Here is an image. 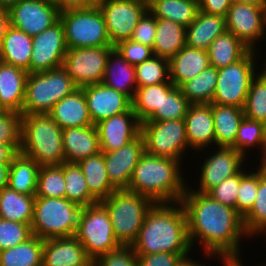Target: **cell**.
Here are the masks:
<instances>
[{"label":"cell","instance_id":"obj_1","mask_svg":"<svg viewBox=\"0 0 266 266\" xmlns=\"http://www.w3.org/2000/svg\"><path fill=\"white\" fill-rule=\"evenodd\" d=\"M187 186L181 203L187 217L191 247L198 241L208 257L217 256L223 264L239 260V243L248 236L242 216L235 208L221 204L208 193L197 192Z\"/></svg>","mask_w":266,"mask_h":266},{"label":"cell","instance_id":"obj_2","mask_svg":"<svg viewBox=\"0 0 266 266\" xmlns=\"http://www.w3.org/2000/svg\"><path fill=\"white\" fill-rule=\"evenodd\" d=\"M136 255L156 253L189 254L187 217L181 202L155 203L148 211L136 241Z\"/></svg>","mask_w":266,"mask_h":266},{"label":"cell","instance_id":"obj_3","mask_svg":"<svg viewBox=\"0 0 266 266\" xmlns=\"http://www.w3.org/2000/svg\"><path fill=\"white\" fill-rule=\"evenodd\" d=\"M181 164L178 160L144 153L127 190L147 196L155 203L181 202L187 187Z\"/></svg>","mask_w":266,"mask_h":266},{"label":"cell","instance_id":"obj_4","mask_svg":"<svg viewBox=\"0 0 266 266\" xmlns=\"http://www.w3.org/2000/svg\"><path fill=\"white\" fill-rule=\"evenodd\" d=\"M20 152L40 166L62 165L66 162L62 129L48 114H22Z\"/></svg>","mask_w":266,"mask_h":266},{"label":"cell","instance_id":"obj_5","mask_svg":"<svg viewBox=\"0 0 266 266\" xmlns=\"http://www.w3.org/2000/svg\"><path fill=\"white\" fill-rule=\"evenodd\" d=\"M100 202L106 207L115 238L122 246L136 241L146 214L155 204L149 197L127 189L116 190Z\"/></svg>","mask_w":266,"mask_h":266},{"label":"cell","instance_id":"obj_6","mask_svg":"<svg viewBox=\"0 0 266 266\" xmlns=\"http://www.w3.org/2000/svg\"><path fill=\"white\" fill-rule=\"evenodd\" d=\"M81 210L67 198L35 197L32 234L44 240L74 236Z\"/></svg>","mask_w":266,"mask_h":266},{"label":"cell","instance_id":"obj_7","mask_svg":"<svg viewBox=\"0 0 266 266\" xmlns=\"http://www.w3.org/2000/svg\"><path fill=\"white\" fill-rule=\"evenodd\" d=\"M78 88L63 67L30 73L22 114H48L56 103Z\"/></svg>","mask_w":266,"mask_h":266},{"label":"cell","instance_id":"obj_8","mask_svg":"<svg viewBox=\"0 0 266 266\" xmlns=\"http://www.w3.org/2000/svg\"><path fill=\"white\" fill-rule=\"evenodd\" d=\"M74 236L92 261L122 246L115 238L108 211L100 201L82 208Z\"/></svg>","mask_w":266,"mask_h":266},{"label":"cell","instance_id":"obj_9","mask_svg":"<svg viewBox=\"0 0 266 266\" xmlns=\"http://www.w3.org/2000/svg\"><path fill=\"white\" fill-rule=\"evenodd\" d=\"M59 19L68 49L113 46L99 7L63 11Z\"/></svg>","mask_w":266,"mask_h":266},{"label":"cell","instance_id":"obj_10","mask_svg":"<svg viewBox=\"0 0 266 266\" xmlns=\"http://www.w3.org/2000/svg\"><path fill=\"white\" fill-rule=\"evenodd\" d=\"M256 53L250 49L240 60L218 69L212 103L244 108L251 81L257 75Z\"/></svg>","mask_w":266,"mask_h":266},{"label":"cell","instance_id":"obj_11","mask_svg":"<svg viewBox=\"0 0 266 266\" xmlns=\"http://www.w3.org/2000/svg\"><path fill=\"white\" fill-rule=\"evenodd\" d=\"M145 153L182 162L189 150L184 119L140 123ZM186 150V151H185Z\"/></svg>","mask_w":266,"mask_h":266},{"label":"cell","instance_id":"obj_12","mask_svg":"<svg viewBox=\"0 0 266 266\" xmlns=\"http://www.w3.org/2000/svg\"><path fill=\"white\" fill-rule=\"evenodd\" d=\"M114 46L67 49L63 68L79 87L101 83L106 61Z\"/></svg>","mask_w":266,"mask_h":266},{"label":"cell","instance_id":"obj_13","mask_svg":"<svg viewBox=\"0 0 266 266\" xmlns=\"http://www.w3.org/2000/svg\"><path fill=\"white\" fill-rule=\"evenodd\" d=\"M99 8L113 46L129 40L139 20L148 11L142 0H103Z\"/></svg>","mask_w":266,"mask_h":266},{"label":"cell","instance_id":"obj_14","mask_svg":"<svg viewBox=\"0 0 266 266\" xmlns=\"http://www.w3.org/2000/svg\"><path fill=\"white\" fill-rule=\"evenodd\" d=\"M226 29L255 50L266 36V5L232 3L225 16ZM257 43V44H256Z\"/></svg>","mask_w":266,"mask_h":266},{"label":"cell","instance_id":"obj_15","mask_svg":"<svg viewBox=\"0 0 266 266\" xmlns=\"http://www.w3.org/2000/svg\"><path fill=\"white\" fill-rule=\"evenodd\" d=\"M67 49L64 27L59 19L51 27L32 37L30 73L62 67Z\"/></svg>","mask_w":266,"mask_h":266},{"label":"cell","instance_id":"obj_16","mask_svg":"<svg viewBox=\"0 0 266 266\" xmlns=\"http://www.w3.org/2000/svg\"><path fill=\"white\" fill-rule=\"evenodd\" d=\"M8 10L10 26L31 37L55 24L60 15L52 0H20Z\"/></svg>","mask_w":266,"mask_h":266},{"label":"cell","instance_id":"obj_17","mask_svg":"<svg viewBox=\"0 0 266 266\" xmlns=\"http://www.w3.org/2000/svg\"><path fill=\"white\" fill-rule=\"evenodd\" d=\"M215 147V153L204 159L197 192L208 193L223 180L240 173L247 159L232 147Z\"/></svg>","mask_w":266,"mask_h":266},{"label":"cell","instance_id":"obj_18","mask_svg":"<svg viewBox=\"0 0 266 266\" xmlns=\"http://www.w3.org/2000/svg\"><path fill=\"white\" fill-rule=\"evenodd\" d=\"M144 153L141 134L117 150L103 152L109 181L116 190L128 189L133 171Z\"/></svg>","mask_w":266,"mask_h":266},{"label":"cell","instance_id":"obj_19","mask_svg":"<svg viewBox=\"0 0 266 266\" xmlns=\"http://www.w3.org/2000/svg\"><path fill=\"white\" fill-rule=\"evenodd\" d=\"M81 88L94 125L116 114L127 112L132 107L131 100L125 94L102 82Z\"/></svg>","mask_w":266,"mask_h":266},{"label":"cell","instance_id":"obj_20","mask_svg":"<svg viewBox=\"0 0 266 266\" xmlns=\"http://www.w3.org/2000/svg\"><path fill=\"white\" fill-rule=\"evenodd\" d=\"M95 126L102 152L117 150L140 134V122L132 107L127 112L104 119Z\"/></svg>","mask_w":266,"mask_h":266},{"label":"cell","instance_id":"obj_21","mask_svg":"<svg viewBox=\"0 0 266 266\" xmlns=\"http://www.w3.org/2000/svg\"><path fill=\"white\" fill-rule=\"evenodd\" d=\"M42 266H93L75 236L44 240Z\"/></svg>","mask_w":266,"mask_h":266},{"label":"cell","instance_id":"obj_22","mask_svg":"<svg viewBox=\"0 0 266 266\" xmlns=\"http://www.w3.org/2000/svg\"><path fill=\"white\" fill-rule=\"evenodd\" d=\"M189 149L203 151L215 145V128L210 104H191L184 118Z\"/></svg>","mask_w":266,"mask_h":266},{"label":"cell","instance_id":"obj_23","mask_svg":"<svg viewBox=\"0 0 266 266\" xmlns=\"http://www.w3.org/2000/svg\"><path fill=\"white\" fill-rule=\"evenodd\" d=\"M28 71L0 61V108L22 114Z\"/></svg>","mask_w":266,"mask_h":266},{"label":"cell","instance_id":"obj_24","mask_svg":"<svg viewBox=\"0 0 266 266\" xmlns=\"http://www.w3.org/2000/svg\"><path fill=\"white\" fill-rule=\"evenodd\" d=\"M62 142L65 161L69 163H78L101 151L95 125L62 129Z\"/></svg>","mask_w":266,"mask_h":266},{"label":"cell","instance_id":"obj_25","mask_svg":"<svg viewBox=\"0 0 266 266\" xmlns=\"http://www.w3.org/2000/svg\"><path fill=\"white\" fill-rule=\"evenodd\" d=\"M48 115L61 129L94 125L82 88L62 98L52 107Z\"/></svg>","mask_w":266,"mask_h":266},{"label":"cell","instance_id":"obj_26","mask_svg":"<svg viewBox=\"0 0 266 266\" xmlns=\"http://www.w3.org/2000/svg\"><path fill=\"white\" fill-rule=\"evenodd\" d=\"M210 66L207 50L185 45L169 60L170 81L179 87Z\"/></svg>","mask_w":266,"mask_h":266},{"label":"cell","instance_id":"obj_27","mask_svg":"<svg viewBox=\"0 0 266 266\" xmlns=\"http://www.w3.org/2000/svg\"><path fill=\"white\" fill-rule=\"evenodd\" d=\"M135 75V66L129 64L114 47L108 55L102 83L132 101L137 88Z\"/></svg>","mask_w":266,"mask_h":266},{"label":"cell","instance_id":"obj_28","mask_svg":"<svg viewBox=\"0 0 266 266\" xmlns=\"http://www.w3.org/2000/svg\"><path fill=\"white\" fill-rule=\"evenodd\" d=\"M226 30L225 17L199 10L195 20L186 27V45L208 50L212 41Z\"/></svg>","mask_w":266,"mask_h":266},{"label":"cell","instance_id":"obj_29","mask_svg":"<svg viewBox=\"0 0 266 266\" xmlns=\"http://www.w3.org/2000/svg\"><path fill=\"white\" fill-rule=\"evenodd\" d=\"M32 37L9 27L0 45V61L20 67L30 74Z\"/></svg>","mask_w":266,"mask_h":266},{"label":"cell","instance_id":"obj_30","mask_svg":"<svg viewBox=\"0 0 266 266\" xmlns=\"http://www.w3.org/2000/svg\"><path fill=\"white\" fill-rule=\"evenodd\" d=\"M214 128L215 146L232 147L244 115L243 108L210 103Z\"/></svg>","mask_w":266,"mask_h":266},{"label":"cell","instance_id":"obj_31","mask_svg":"<svg viewBox=\"0 0 266 266\" xmlns=\"http://www.w3.org/2000/svg\"><path fill=\"white\" fill-rule=\"evenodd\" d=\"M39 170L33 158L19 152L10 164L7 186L18 193L36 195Z\"/></svg>","mask_w":266,"mask_h":266},{"label":"cell","instance_id":"obj_32","mask_svg":"<svg viewBox=\"0 0 266 266\" xmlns=\"http://www.w3.org/2000/svg\"><path fill=\"white\" fill-rule=\"evenodd\" d=\"M186 45V27L174 21L157 18L153 53L170 60Z\"/></svg>","mask_w":266,"mask_h":266},{"label":"cell","instance_id":"obj_33","mask_svg":"<svg viewBox=\"0 0 266 266\" xmlns=\"http://www.w3.org/2000/svg\"><path fill=\"white\" fill-rule=\"evenodd\" d=\"M78 165L86 179L89 192L98 201L108 198L116 191L109 181L102 151L80 160Z\"/></svg>","mask_w":266,"mask_h":266},{"label":"cell","instance_id":"obj_34","mask_svg":"<svg viewBox=\"0 0 266 266\" xmlns=\"http://www.w3.org/2000/svg\"><path fill=\"white\" fill-rule=\"evenodd\" d=\"M250 48L234 33L225 31L210 44L208 51L210 66L220 69L240 60Z\"/></svg>","mask_w":266,"mask_h":266},{"label":"cell","instance_id":"obj_35","mask_svg":"<svg viewBox=\"0 0 266 266\" xmlns=\"http://www.w3.org/2000/svg\"><path fill=\"white\" fill-rule=\"evenodd\" d=\"M36 195L18 193L8 186L0 191V218L30 224Z\"/></svg>","mask_w":266,"mask_h":266},{"label":"cell","instance_id":"obj_36","mask_svg":"<svg viewBox=\"0 0 266 266\" xmlns=\"http://www.w3.org/2000/svg\"><path fill=\"white\" fill-rule=\"evenodd\" d=\"M258 191L252 208L242 217L247 238L266 234V165L258 166ZM255 234V235H254Z\"/></svg>","mask_w":266,"mask_h":266},{"label":"cell","instance_id":"obj_37","mask_svg":"<svg viewBox=\"0 0 266 266\" xmlns=\"http://www.w3.org/2000/svg\"><path fill=\"white\" fill-rule=\"evenodd\" d=\"M44 239L32 236L26 242L0 251V266H42Z\"/></svg>","mask_w":266,"mask_h":266},{"label":"cell","instance_id":"obj_38","mask_svg":"<svg viewBox=\"0 0 266 266\" xmlns=\"http://www.w3.org/2000/svg\"><path fill=\"white\" fill-rule=\"evenodd\" d=\"M156 18H164L188 27L196 18L199 2L196 0H157L148 7Z\"/></svg>","mask_w":266,"mask_h":266},{"label":"cell","instance_id":"obj_39","mask_svg":"<svg viewBox=\"0 0 266 266\" xmlns=\"http://www.w3.org/2000/svg\"><path fill=\"white\" fill-rule=\"evenodd\" d=\"M218 78V69L209 66L193 79L183 82L179 88L191 104L212 103Z\"/></svg>","mask_w":266,"mask_h":266},{"label":"cell","instance_id":"obj_40","mask_svg":"<svg viewBox=\"0 0 266 266\" xmlns=\"http://www.w3.org/2000/svg\"><path fill=\"white\" fill-rule=\"evenodd\" d=\"M191 103L172 82L162 83L161 112H154L146 121L184 119Z\"/></svg>","mask_w":266,"mask_h":266},{"label":"cell","instance_id":"obj_41","mask_svg":"<svg viewBox=\"0 0 266 266\" xmlns=\"http://www.w3.org/2000/svg\"><path fill=\"white\" fill-rule=\"evenodd\" d=\"M65 198L83 207L99 202L90 192L78 163L64 162Z\"/></svg>","mask_w":266,"mask_h":266},{"label":"cell","instance_id":"obj_42","mask_svg":"<svg viewBox=\"0 0 266 266\" xmlns=\"http://www.w3.org/2000/svg\"><path fill=\"white\" fill-rule=\"evenodd\" d=\"M253 146L254 148L257 147L258 149H261V161L259 163H264L265 147L263 139V122L250 120L244 117L239 125V129L237 131L235 142L232 148L246 157L247 150L250 151L249 148H253Z\"/></svg>","mask_w":266,"mask_h":266},{"label":"cell","instance_id":"obj_43","mask_svg":"<svg viewBox=\"0 0 266 266\" xmlns=\"http://www.w3.org/2000/svg\"><path fill=\"white\" fill-rule=\"evenodd\" d=\"M137 87H146L170 81L169 60L153 55L135 66Z\"/></svg>","mask_w":266,"mask_h":266},{"label":"cell","instance_id":"obj_44","mask_svg":"<svg viewBox=\"0 0 266 266\" xmlns=\"http://www.w3.org/2000/svg\"><path fill=\"white\" fill-rule=\"evenodd\" d=\"M64 163L40 166L35 197L65 198Z\"/></svg>","mask_w":266,"mask_h":266},{"label":"cell","instance_id":"obj_45","mask_svg":"<svg viewBox=\"0 0 266 266\" xmlns=\"http://www.w3.org/2000/svg\"><path fill=\"white\" fill-rule=\"evenodd\" d=\"M131 102L140 123L146 121L154 112H161L162 83L137 87Z\"/></svg>","mask_w":266,"mask_h":266},{"label":"cell","instance_id":"obj_46","mask_svg":"<svg viewBox=\"0 0 266 266\" xmlns=\"http://www.w3.org/2000/svg\"><path fill=\"white\" fill-rule=\"evenodd\" d=\"M243 110L250 120H266V78L260 72L251 81Z\"/></svg>","mask_w":266,"mask_h":266},{"label":"cell","instance_id":"obj_47","mask_svg":"<svg viewBox=\"0 0 266 266\" xmlns=\"http://www.w3.org/2000/svg\"><path fill=\"white\" fill-rule=\"evenodd\" d=\"M258 191V169L250 173L240 172V187L236 199V211L243 217L253 206Z\"/></svg>","mask_w":266,"mask_h":266},{"label":"cell","instance_id":"obj_48","mask_svg":"<svg viewBox=\"0 0 266 266\" xmlns=\"http://www.w3.org/2000/svg\"><path fill=\"white\" fill-rule=\"evenodd\" d=\"M32 236L30 224L0 218V251L24 243Z\"/></svg>","mask_w":266,"mask_h":266},{"label":"cell","instance_id":"obj_49","mask_svg":"<svg viewBox=\"0 0 266 266\" xmlns=\"http://www.w3.org/2000/svg\"><path fill=\"white\" fill-rule=\"evenodd\" d=\"M0 142L22 144V114L4 110L0 112Z\"/></svg>","mask_w":266,"mask_h":266},{"label":"cell","instance_id":"obj_50","mask_svg":"<svg viewBox=\"0 0 266 266\" xmlns=\"http://www.w3.org/2000/svg\"><path fill=\"white\" fill-rule=\"evenodd\" d=\"M239 187L240 173L223 180L219 185L213 187L208 192V195L221 204L236 209V199Z\"/></svg>","mask_w":266,"mask_h":266},{"label":"cell","instance_id":"obj_51","mask_svg":"<svg viewBox=\"0 0 266 266\" xmlns=\"http://www.w3.org/2000/svg\"><path fill=\"white\" fill-rule=\"evenodd\" d=\"M93 266H138L137 255L132 246H120L99 256L93 261Z\"/></svg>","mask_w":266,"mask_h":266},{"label":"cell","instance_id":"obj_52","mask_svg":"<svg viewBox=\"0 0 266 266\" xmlns=\"http://www.w3.org/2000/svg\"><path fill=\"white\" fill-rule=\"evenodd\" d=\"M114 47L129 64L134 66L148 60L154 55L151 47L130 39L123 40Z\"/></svg>","mask_w":266,"mask_h":266},{"label":"cell","instance_id":"obj_53","mask_svg":"<svg viewBox=\"0 0 266 266\" xmlns=\"http://www.w3.org/2000/svg\"><path fill=\"white\" fill-rule=\"evenodd\" d=\"M157 18L147 11L134 28L130 40L153 48L156 35Z\"/></svg>","mask_w":266,"mask_h":266},{"label":"cell","instance_id":"obj_54","mask_svg":"<svg viewBox=\"0 0 266 266\" xmlns=\"http://www.w3.org/2000/svg\"><path fill=\"white\" fill-rule=\"evenodd\" d=\"M189 254L178 253H156L148 255H137L138 266H176L183 257Z\"/></svg>","mask_w":266,"mask_h":266},{"label":"cell","instance_id":"obj_55","mask_svg":"<svg viewBox=\"0 0 266 266\" xmlns=\"http://www.w3.org/2000/svg\"><path fill=\"white\" fill-rule=\"evenodd\" d=\"M231 5V0H200L199 10L225 17Z\"/></svg>","mask_w":266,"mask_h":266},{"label":"cell","instance_id":"obj_56","mask_svg":"<svg viewBox=\"0 0 266 266\" xmlns=\"http://www.w3.org/2000/svg\"><path fill=\"white\" fill-rule=\"evenodd\" d=\"M103 0H52L59 12L99 7Z\"/></svg>","mask_w":266,"mask_h":266},{"label":"cell","instance_id":"obj_57","mask_svg":"<svg viewBox=\"0 0 266 266\" xmlns=\"http://www.w3.org/2000/svg\"><path fill=\"white\" fill-rule=\"evenodd\" d=\"M21 145H10L0 142V163H11L20 152Z\"/></svg>","mask_w":266,"mask_h":266},{"label":"cell","instance_id":"obj_58","mask_svg":"<svg viewBox=\"0 0 266 266\" xmlns=\"http://www.w3.org/2000/svg\"><path fill=\"white\" fill-rule=\"evenodd\" d=\"M10 27V14L8 8L0 7V45Z\"/></svg>","mask_w":266,"mask_h":266},{"label":"cell","instance_id":"obj_59","mask_svg":"<svg viewBox=\"0 0 266 266\" xmlns=\"http://www.w3.org/2000/svg\"><path fill=\"white\" fill-rule=\"evenodd\" d=\"M10 164L11 163H0V191L8 185Z\"/></svg>","mask_w":266,"mask_h":266},{"label":"cell","instance_id":"obj_60","mask_svg":"<svg viewBox=\"0 0 266 266\" xmlns=\"http://www.w3.org/2000/svg\"><path fill=\"white\" fill-rule=\"evenodd\" d=\"M176 266H207V265L205 264L203 265V263L200 264V262L192 260V258L186 256L183 257Z\"/></svg>","mask_w":266,"mask_h":266},{"label":"cell","instance_id":"obj_61","mask_svg":"<svg viewBox=\"0 0 266 266\" xmlns=\"http://www.w3.org/2000/svg\"><path fill=\"white\" fill-rule=\"evenodd\" d=\"M232 3H244L251 5H266V0H231Z\"/></svg>","mask_w":266,"mask_h":266},{"label":"cell","instance_id":"obj_62","mask_svg":"<svg viewBox=\"0 0 266 266\" xmlns=\"http://www.w3.org/2000/svg\"><path fill=\"white\" fill-rule=\"evenodd\" d=\"M20 0H0V7H4V8H10L12 5H14L15 3H17Z\"/></svg>","mask_w":266,"mask_h":266},{"label":"cell","instance_id":"obj_63","mask_svg":"<svg viewBox=\"0 0 266 266\" xmlns=\"http://www.w3.org/2000/svg\"><path fill=\"white\" fill-rule=\"evenodd\" d=\"M241 261H242V259L232 260V261H229L227 263H224V266H243V264L241 263Z\"/></svg>","mask_w":266,"mask_h":266},{"label":"cell","instance_id":"obj_64","mask_svg":"<svg viewBox=\"0 0 266 266\" xmlns=\"http://www.w3.org/2000/svg\"><path fill=\"white\" fill-rule=\"evenodd\" d=\"M263 139H264L265 161H266V120L263 122Z\"/></svg>","mask_w":266,"mask_h":266},{"label":"cell","instance_id":"obj_65","mask_svg":"<svg viewBox=\"0 0 266 266\" xmlns=\"http://www.w3.org/2000/svg\"><path fill=\"white\" fill-rule=\"evenodd\" d=\"M144 2V4L149 7L152 3H154L157 0H142Z\"/></svg>","mask_w":266,"mask_h":266},{"label":"cell","instance_id":"obj_66","mask_svg":"<svg viewBox=\"0 0 266 266\" xmlns=\"http://www.w3.org/2000/svg\"><path fill=\"white\" fill-rule=\"evenodd\" d=\"M266 62V61H265ZM265 68H263L261 71H259L265 78H266V63H265Z\"/></svg>","mask_w":266,"mask_h":266}]
</instances>
